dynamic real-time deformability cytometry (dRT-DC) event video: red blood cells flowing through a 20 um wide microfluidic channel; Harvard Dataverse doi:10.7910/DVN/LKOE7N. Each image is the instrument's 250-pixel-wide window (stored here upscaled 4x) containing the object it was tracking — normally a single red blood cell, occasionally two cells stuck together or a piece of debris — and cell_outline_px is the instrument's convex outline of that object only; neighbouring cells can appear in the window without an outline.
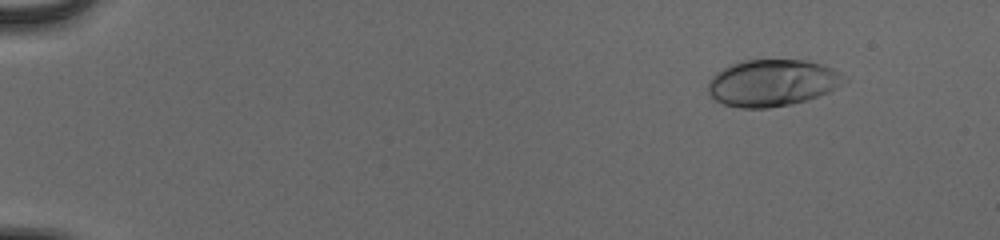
{"species": "human", "species_latin": "Homo sapiens", "temperature_condition": "cold", "stored_images_in_passage": 55, "camera_frame_rate_fps": 3000, "um_per_image_px": 0.085, "donor": {"sex": "male"}, "frame": {"image": 1, "passage_image": 7, "time_ms": 2.0, "image_size_px": [1000, 240], "cell_outline_px": [[848, 80], [836, 88], [828, 92], [804, 100], [788, 104], [768, 108], [740, 108], [724, 104], [716, 100], [708, 92], [708, 80], [716, 72], [728, 64], [740, 60], [808, 60], [832, 68], [848, 76]], "centroid_in_image_um": [65.63, 7.02], "position_along_channel_um": 19.4, "area_um2": 37.22}}
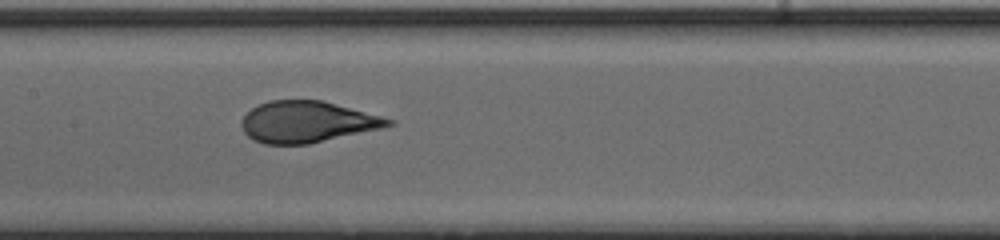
{"frame": {"image": 2, "passage_image": 30, "time_ms": 9.667, "image_size_px": [1000, 240], "cell_outline_px": [[396, 124], [380, 128], [308, 144], [264, 144], [252, 140], [244, 132], [240, 124], [240, 120], [252, 108], [268, 100], [320, 100], [396, 120]], "centroid_in_image_um": [26.06, 10.36], "position_along_channel_um": 181.3, "area_um2": 35.08}}
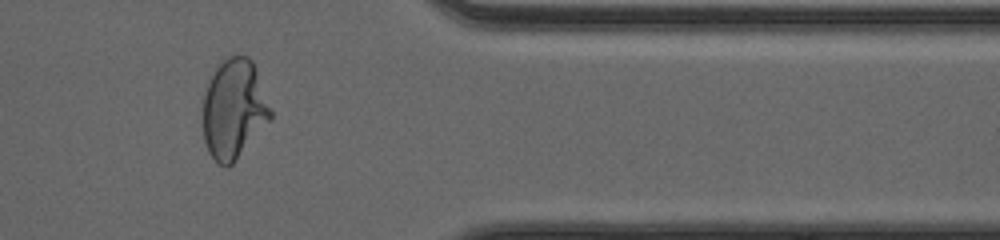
{"frame": {"image": 3, "passage_image": 47, "time_ms": 15.333, "image_size_px": [1000, 240], "cell_outline_px": [[272, 120], [232, 164], [224, 168], [208, 152], [204, 140], [204, 92], [216, 64], [220, 60], [228, 56], [248, 56], [252, 60], [272, 112]], "centroid_in_image_um": [19.88, 9.26], "position_along_channel_um": 391.5, "area_um2": 39.25}, "authors_computed_cell_mechanics": {"area_um2": 36.703, "velocity_mm_per_s": 3.9209, "shape_relaxation_time_tau1_ms": 5.0074, "shape_relaxation_time_tau2_ms": null, "deformation_change_tau1": 0.2126, "deformation_change_tau2": null}}